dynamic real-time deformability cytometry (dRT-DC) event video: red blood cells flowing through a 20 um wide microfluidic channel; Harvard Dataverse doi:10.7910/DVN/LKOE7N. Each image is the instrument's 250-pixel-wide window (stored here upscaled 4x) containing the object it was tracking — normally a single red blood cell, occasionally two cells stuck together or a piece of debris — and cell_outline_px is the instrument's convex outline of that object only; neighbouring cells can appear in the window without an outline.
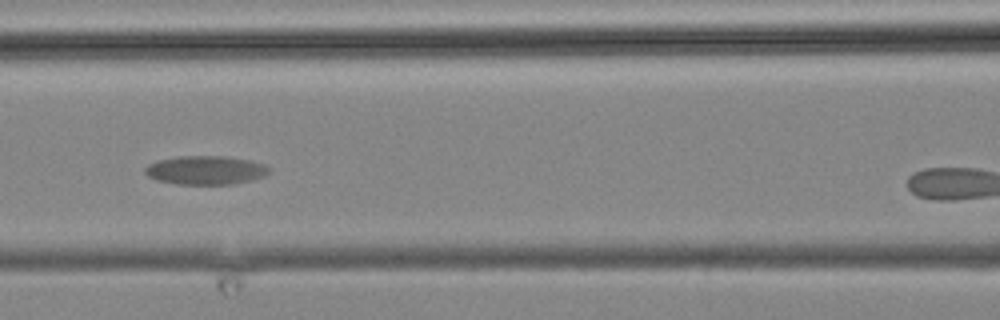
{"species": "common noctule bat (a hibernating species)", "species_latin": "Nyctalus noctula", "temperature_condition": "cold", "stored_images_in_passage": 7, "camera_frame_rate_fps": 3000, "um_per_image_px": 0.085, "animal": {"sex": "male", "body_mass_g": 19.2, "forearm_length_mm": 51.8}, "frame": {"image": 1, "passage_image": 4, "time_ms": 3.333, "image_size_px": [1000, 320], "cell_outline_px": [[272, 168], [264, 176], [252, 180], [232, 184], [176, 184], [156, 180], [148, 176], [144, 172], [144, 168], [148, 164], [160, 160], [176, 156], [224, 156], [248, 160], [264, 164]], "centroid_in_image_um": [17.47, 14.46], "position_along_channel_um": 149.1, "area_um2": 20.81}}
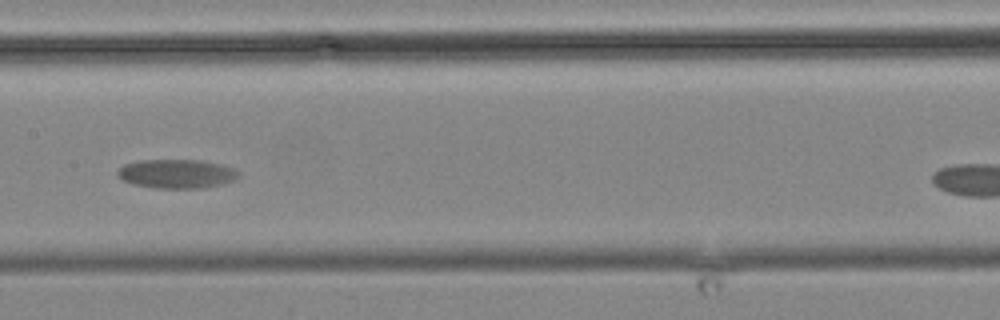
{"frame": {"image": 2, "passage_image": 5, "time_ms": 4.667, "image_size_px": [1000, 320], "cell_outline_px": [[240, 176], [232, 180], [220, 184], [204, 188], [156, 188], [132, 184], [116, 176], [116, 172], [124, 164], [140, 160], [196, 160], [220, 164], [232, 168], [240, 172]], "centroid_in_image_um": [14.98, 14.77], "position_along_channel_um": 192.4, "area_um2": 20.35}}
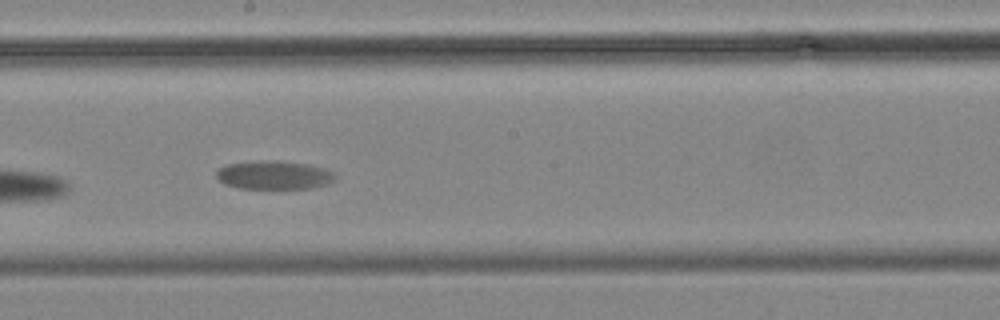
{"frame": {"image": 3, "passage_image": 6, "time_ms": 5.667, "image_size_px": [1000, 320], "cell_outline_px": [[336, 176], [328, 184], [312, 188], [240, 188], [224, 184], [216, 176], [216, 172], [220, 168], [228, 164], [276, 160], [304, 164], [324, 168], [332, 172]], "centroid_in_image_um": [23.29, 14.89], "position_along_channel_um": 224.9, "area_um2": 19.31}}